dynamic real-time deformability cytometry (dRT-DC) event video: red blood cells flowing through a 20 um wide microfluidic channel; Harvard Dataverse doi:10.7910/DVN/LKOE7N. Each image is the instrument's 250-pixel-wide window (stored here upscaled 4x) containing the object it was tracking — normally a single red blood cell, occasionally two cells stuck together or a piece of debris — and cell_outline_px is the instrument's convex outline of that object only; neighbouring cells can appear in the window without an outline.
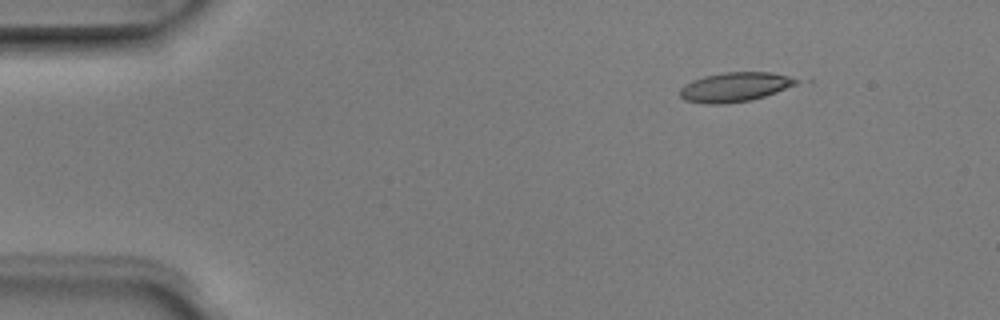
{"species": "Egyptian fruit bat (a non-hibernating species)", "species_latin": "Rousettus aegyptiacus", "temperature_condition": "room temperature", "stored_images_in_passage": 5, "camera_frame_rate_fps": 3000, "um_per_image_px": 0.085, "animal": {"sex": "male"}, "frame": {"image": 1, "passage_image": 2, "time_ms": 0.333, "image_size_px": [1000, 320], "cell_outline_px": [[800, 80], [796, 84], [776, 92], [764, 96], [748, 100], [724, 104], [704, 104], [684, 100], [680, 96], [680, 88], [684, 84], [692, 80], [704, 76], [724, 72], [772, 72], [788, 76]], "centroid_in_image_um": [62.42, 7.39], "position_along_channel_um": 22.6, "area_um2": 19.88}}